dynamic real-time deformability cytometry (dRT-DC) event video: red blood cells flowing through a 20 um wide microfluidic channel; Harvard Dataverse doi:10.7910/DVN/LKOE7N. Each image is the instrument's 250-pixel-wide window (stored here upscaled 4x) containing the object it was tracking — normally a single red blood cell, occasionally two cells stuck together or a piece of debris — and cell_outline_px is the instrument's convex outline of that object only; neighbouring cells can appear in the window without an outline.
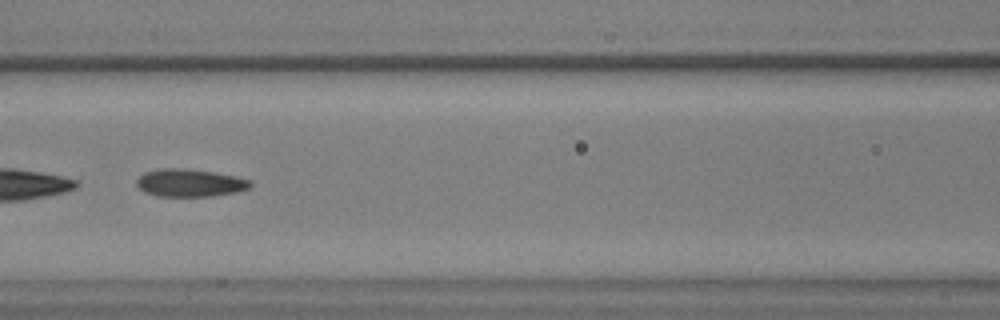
{"species": "common noctule bat (a hibernating species)", "species_latin": "Nyctalus noctula", "temperature_condition": "warm", "stored_images_in_passage": 56, "camera_frame_rate_fps": 3000, "um_per_image_px": 0.085, "animal": {"sex": "male", "body_mass_g": 17.9, "forearm_length_mm": 54.2}, "frame": {"image": 1, "passage_image": 25, "time_ms": 8.0, "image_size_px": [1000, 320], "cell_outline_px": [[252, 184], [248, 188], [236, 192], [212, 196], [156, 196], [144, 192], [136, 184], [136, 180], [144, 172], [160, 168], [180, 168], [212, 172], [232, 176], [248, 180]], "centroid_in_image_um": [16.07, 15.55], "position_along_channel_um": 150.5, "area_um2": 18.09}}
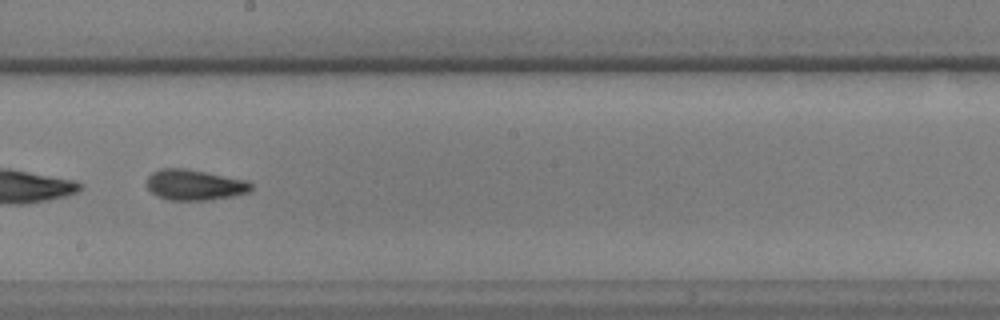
{"frame": {"image": 2, "passage_image": 32, "time_ms": 10.333, "image_size_px": [1000, 320], "cell_outline_px": [[252, 188], [248, 192], [232, 196], [212, 200], [168, 200], [156, 196], [148, 188], [148, 176], [152, 172], [160, 168], [184, 168], [248, 180], [252, 184]], "centroid_in_image_um": [16.54, 15.72], "position_along_channel_um": 231.7, "area_um2": 18.67}}